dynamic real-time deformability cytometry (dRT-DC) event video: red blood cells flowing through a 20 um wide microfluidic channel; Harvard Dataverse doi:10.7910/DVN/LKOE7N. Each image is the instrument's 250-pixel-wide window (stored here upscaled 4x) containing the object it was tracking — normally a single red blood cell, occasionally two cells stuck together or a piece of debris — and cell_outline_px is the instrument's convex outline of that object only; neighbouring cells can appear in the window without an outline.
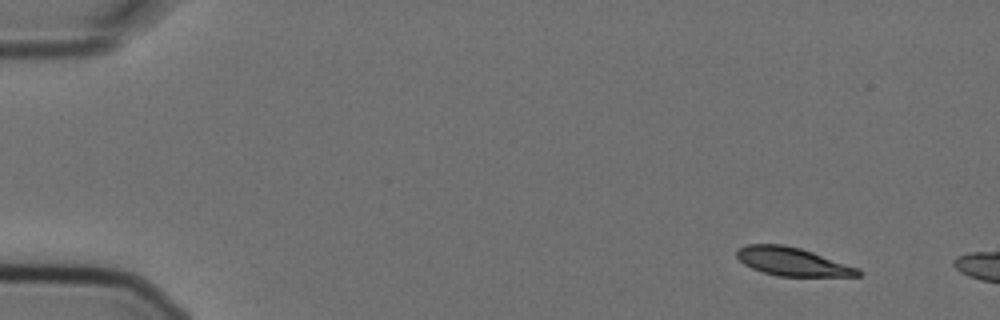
{"species": "Egyptian fruit bat (a non-hibernating species)", "species_latin": "Rousettus aegyptiacus", "temperature_condition": "cold", "stored_images_in_passage": 3, "camera_frame_rate_fps": 3000, "um_per_image_px": 0.085, "animal": {"sex": "female"}, "frame": {"image": 1, "passage_image": 1, "time_ms": 0.0, "image_size_px": [1000, 320], "cell_outline_px": [[860, 276], [776, 276], [752, 268], [744, 264], [736, 256], [736, 248], [744, 244], [784, 244], [800, 248], [860, 268]], "centroid_in_image_um": [67.32, 22.23], "position_along_channel_um": 17.7, "area_um2": 20.06}}